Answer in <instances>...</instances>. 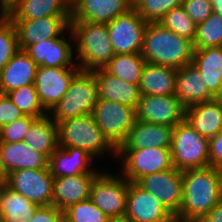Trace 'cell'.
Wrapping results in <instances>:
<instances>
[{"mask_svg": "<svg viewBox=\"0 0 222 222\" xmlns=\"http://www.w3.org/2000/svg\"><path fill=\"white\" fill-rule=\"evenodd\" d=\"M209 166H222V129L209 139Z\"/></svg>", "mask_w": 222, "mask_h": 222, "instance_id": "7bdbcfd3", "label": "cell"}, {"mask_svg": "<svg viewBox=\"0 0 222 222\" xmlns=\"http://www.w3.org/2000/svg\"><path fill=\"white\" fill-rule=\"evenodd\" d=\"M127 194L128 180L124 176L99 172L91 184L89 199L113 222H123Z\"/></svg>", "mask_w": 222, "mask_h": 222, "instance_id": "52a82bcc", "label": "cell"}, {"mask_svg": "<svg viewBox=\"0 0 222 222\" xmlns=\"http://www.w3.org/2000/svg\"><path fill=\"white\" fill-rule=\"evenodd\" d=\"M147 24L134 8L109 22L107 29L115 55L140 54Z\"/></svg>", "mask_w": 222, "mask_h": 222, "instance_id": "30bf717a", "label": "cell"}, {"mask_svg": "<svg viewBox=\"0 0 222 222\" xmlns=\"http://www.w3.org/2000/svg\"><path fill=\"white\" fill-rule=\"evenodd\" d=\"M175 95L186 108L214 99L201 72L192 63L177 69Z\"/></svg>", "mask_w": 222, "mask_h": 222, "instance_id": "cb8c5ba5", "label": "cell"}, {"mask_svg": "<svg viewBox=\"0 0 222 222\" xmlns=\"http://www.w3.org/2000/svg\"><path fill=\"white\" fill-rule=\"evenodd\" d=\"M38 65L24 50H19L0 71V93L34 84Z\"/></svg>", "mask_w": 222, "mask_h": 222, "instance_id": "d4e9b609", "label": "cell"}, {"mask_svg": "<svg viewBox=\"0 0 222 222\" xmlns=\"http://www.w3.org/2000/svg\"><path fill=\"white\" fill-rule=\"evenodd\" d=\"M174 127L136 120L119 149L171 148Z\"/></svg>", "mask_w": 222, "mask_h": 222, "instance_id": "603a6c76", "label": "cell"}, {"mask_svg": "<svg viewBox=\"0 0 222 222\" xmlns=\"http://www.w3.org/2000/svg\"><path fill=\"white\" fill-rule=\"evenodd\" d=\"M182 202L174 216L182 220L199 221L222 198L215 168L186 169L182 171Z\"/></svg>", "mask_w": 222, "mask_h": 222, "instance_id": "6da1fadb", "label": "cell"}, {"mask_svg": "<svg viewBox=\"0 0 222 222\" xmlns=\"http://www.w3.org/2000/svg\"><path fill=\"white\" fill-rule=\"evenodd\" d=\"M218 179L219 192L222 198V166L215 168Z\"/></svg>", "mask_w": 222, "mask_h": 222, "instance_id": "bcb514c9", "label": "cell"}, {"mask_svg": "<svg viewBox=\"0 0 222 222\" xmlns=\"http://www.w3.org/2000/svg\"><path fill=\"white\" fill-rule=\"evenodd\" d=\"M14 23L19 48L43 42L50 38H60L69 32L71 17H45L32 20H11Z\"/></svg>", "mask_w": 222, "mask_h": 222, "instance_id": "2e32d148", "label": "cell"}, {"mask_svg": "<svg viewBox=\"0 0 222 222\" xmlns=\"http://www.w3.org/2000/svg\"><path fill=\"white\" fill-rule=\"evenodd\" d=\"M154 195L174 216L182 202V171L175 167L140 178L136 182Z\"/></svg>", "mask_w": 222, "mask_h": 222, "instance_id": "9a60e30c", "label": "cell"}, {"mask_svg": "<svg viewBox=\"0 0 222 222\" xmlns=\"http://www.w3.org/2000/svg\"><path fill=\"white\" fill-rule=\"evenodd\" d=\"M222 46V16L212 14L197 25L196 36L193 42L194 50Z\"/></svg>", "mask_w": 222, "mask_h": 222, "instance_id": "d6a6232c", "label": "cell"}, {"mask_svg": "<svg viewBox=\"0 0 222 222\" xmlns=\"http://www.w3.org/2000/svg\"><path fill=\"white\" fill-rule=\"evenodd\" d=\"M197 222H222V199Z\"/></svg>", "mask_w": 222, "mask_h": 222, "instance_id": "ee69618b", "label": "cell"}, {"mask_svg": "<svg viewBox=\"0 0 222 222\" xmlns=\"http://www.w3.org/2000/svg\"><path fill=\"white\" fill-rule=\"evenodd\" d=\"M70 29L75 42V58H79L82 71H93L104 68L115 56L107 24L70 21Z\"/></svg>", "mask_w": 222, "mask_h": 222, "instance_id": "3957f363", "label": "cell"}, {"mask_svg": "<svg viewBox=\"0 0 222 222\" xmlns=\"http://www.w3.org/2000/svg\"><path fill=\"white\" fill-rule=\"evenodd\" d=\"M69 40L62 35L60 38H50L43 42L30 45L24 51L38 65L50 68H70L77 62L73 60V48L69 43L74 40L71 29Z\"/></svg>", "mask_w": 222, "mask_h": 222, "instance_id": "ac0fdd59", "label": "cell"}, {"mask_svg": "<svg viewBox=\"0 0 222 222\" xmlns=\"http://www.w3.org/2000/svg\"><path fill=\"white\" fill-rule=\"evenodd\" d=\"M36 117L24 116L14 122L2 126V142H23L25 135Z\"/></svg>", "mask_w": 222, "mask_h": 222, "instance_id": "f35d334b", "label": "cell"}, {"mask_svg": "<svg viewBox=\"0 0 222 222\" xmlns=\"http://www.w3.org/2000/svg\"><path fill=\"white\" fill-rule=\"evenodd\" d=\"M2 187H3V183H0V191H1Z\"/></svg>", "mask_w": 222, "mask_h": 222, "instance_id": "f5cc1de1", "label": "cell"}, {"mask_svg": "<svg viewBox=\"0 0 222 222\" xmlns=\"http://www.w3.org/2000/svg\"><path fill=\"white\" fill-rule=\"evenodd\" d=\"M2 143V127L0 126V144Z\"/></svg>", "mask_w": 222, "mask_h": 222, "instance_id": "816d5d0a", "label": "cell"}, {"mask_svg": "<svg viewBox=\"0 0 222 222\" xmlns=\"http://www.w3.org/2000/svg\"><path fill=\"white\" fill-rule=\"evenodd\" d=\"M214 100L222 106V85L219 88V91L215 94Z\"/></svg>", "mask_w": 222, "mask_h": 222, "instance_id": "c3c4849f", "label": "cell"}, {"mask_svg": "<svg viewBox=\"0 0 222 222\" xmlns=\"http://www.w3.org/2000/svg\"><path fill=\"white\" fill-rule=\"evenodd\" d=\"M192 64L201 72L210 93L215 96L222 85V46L194 50Z\"/></svg>", "mask_w": 222, "mask_h": 222, "instance_id": "f546056e", "label": "cell"}, {"mask_svg": "<svg viewBox=\"0 0 222 222\" xmlns=\"http://www.w3.org/2000/svg\"><path fill=\"white\" fill-rule=\"evenodd\" d=\"M133 8V0H71V21L108 24Z\"/></svg>", "mask_w": 222, "mask_h": 222, "instance_id": "e0dca14e", "label": "cell"}, {"mask_svg": "<svg viewBox=\"0 0 222 222\" xmlns=\"http://www.w3.org/2000/svg\"><path fill=\"white\" fill-rule=\"evenodd\" d=\"M8 173L3 162L1 150H0V183L6 184Z\"/></svg>", "mask_w": 222, "mask_h": 222, "instance_id": "f6af8a7d", "label": "cell"}, {"mask_svg": "<svg viewBox=\"0 0 222 222\" xmlns=\"http://www.w3.org/2000/svg\"><path fill=\"white\" fill-rule=\"evenodd\" d=\"M184 0H133V8L147 22H158L173 8L182 6Z\"/></svg>", "mask_w": 222, "mask_h": 222, "instance_id": "8d00e7d4", "label": "cell"}, {"mask_svg": "<svg viewBox=\"0 0 222 222\" xmlns=\"http://www.w3.org/2000/svg\"><path fill=\"white\" fill-rule=\"evenodd\" d=\"M0 222H4V221H3V218H2L1 216H0Z\"/></svg>", "mask_w": 222, "mask_h": 222, "instance_id": "db71d44e", "label": "cell"}, {"mask_svg": "<svg viewBox=\"0 0 222 222\" xmlns=\"http://www.w3.org/2000/svg\"><path fill=\"white\" fill-rule=\"evenodd\" d=\"M64 213L54 205L39 206L28 222H63Z\"/></svg>", "mask_w": 222, "mask_h": 222, "instance_id": "b9f144b4", "label": "cell"}, {"mask_svg": "<svg viewBox=\"0 0 222 222\" xmlns=\"http://www.w3.org/2000/svg\"><path fill=\"white\" fill-rule=\"evenodd\" d=\"M145 64L141 54H116L104 69L127 83L138 85Z\"/></svg>", "mask_w": 222, "mask_h": 222, "instance_id": "1f68e13d", "label": "cell"}, {"mask_svg": "<svg viewBox=\"0 0 222 222\" xmlns=\"http://www.w3.org/2000/svg\"><path fill=\"white\" fill-rule=\"evenodd\" d=\"M93 160L94 158L81 148L59 146L50 156L48 167L53 177L99 173L100 171L91 166Z\"/></svg>", "mask_w": 222, "mask_h": 222, "instance_id": "7402d4cb", "label": "cell"}, {"mask_svg": "<svg viewBox=\"0 0 222 222\" xmlns=\"http://www.w3.org/2000/svg\"><path fill=\"white\" fill-rule=\"evenodd\" d=\"M213 12L222 16V0H215L212 2Z\"/></svg>", "mask_w": 222, "mask_h": 222, "instance_id": "7dc6e473", "label": "cell"}, {"mask_svg": "<svg viewBox=\"0 0 222 222\" xmlns=\"http://www.w3.org/2000/svg\"><path fill=\"white\" fill-rule=\"evenodd\" d=\"M97 100L94 74L91 71L80 70L60 101L48 112L51 114L49 117L58 125L67 119L92 114Z\"/></svg>", "mask_w": 222, "mask_h": 222, "instance_id": "5b68a950", "label": "cell"}, {"mask_svg": "<svg viewBox=\"0 0 222 222\" xmlns=\"http://www.w3.org/2000/svg\"><path fill=\"white\" fill-rule=\"evenodd\" d=\"M193 42L163 27L148 23L141 55L147 63L180 69L193 61Z\"/></svg>", "mask_w": 222, "mask_h": 222, "instance_id": "7a4b0ae2", "label": "cell"}, {"mask_svg": "<svg viewBox=\"0 0 222 222\" xmlns=\"http://www.w3.org/2000/svg\"><path fill=\"white\" fill-rule=\"evenodd\" d=\"M14 0H0V11H3Z\"/></svg>", "mask_w": 222, "mask_h": 222, "instance_id": "681fc988", "label": "cell"}, {"mask_svg": "<svg viewBox=\"0 0 222 222\" xmlns=\"http://www.w3.org/2000/svg\"><path fill=\"white\" fill-rule=\"evenodd\" d=\"M96 80L98 98L137 108L141 98L140 88L107 72L104 68L91 71Z\"/></svg>", "mask_w": 222, "mask_h": 222, "instance_id": "44dd1931", "label": "cell"}, {"mask_svg": "<svg viewBox=\"0 0 222 222\" xmlns=\"http://www.w3.org/2000/svg\"><path fill=\"white\" fill-rule=\"evenodd\" d=\"M93 118L109 143L118 150L136 121L135 108L117 102L96 101Z\"/></svg>", "mask_w": 222, "mask_h": 222, "instance_id": "ba28073f", "label": "cell"}, {"mask_svg": "<svg viewBox=\"0 0 222 222\" xmlns=\"http://www.w3.org/2000/svg\"><path fill=\"white\" fill-rule=\"evenodd\" d=\"M7 95L24 116L39 118L48 114L40 104L35 84L17 88L8 92Z\"/></svg>", "mask_w": 222, "mask_h": 222, "instance_id": "836d02e7", "label": "cell"}, {"mask_svg": "<svg viewBox=\"0 0 222 222\" xmlns=\"http://www.w3.org/2000/svg\"><path fill=\"white\" fill-rule=\"evenodd\" d=\"M136 120L175 127L185 120L186 107L176 95L141 96L138 101Z\"/></svg>", "mask_w": 222, "mask_h": 222, "instance_id": "7c38bea8", "label": "cell"}, {"mask_svg": "<svg viewBox=\"0 0 222 222\" xmlns=\"http://www.w3.org/2000/svg\"><path fill=\"white\" fill-rule=\"evenodd\" d=\"M23 142L48 158L59 147L58 125L46 114L36 118Z\"/></svg>", "mask_w": 222, "mask_h": 222, "instance_id": "f1b7e54d", "label": "cell"}, {"mask_svg": "<svg viewBox=\"0 0 222 222\" xmlns=\"http://www.w3.org/2000/svg\"><path fill=\"white\" fill-rule=\"evenodd\" d=\"M2 12L10 20L71 17V0H14Z\"/></svg>", "mask_w": 222, "mask_h": 222, "instance_id": "d6986e66", "label": "cell"}, {"mask_svg": "<svg viewBox=\"0 0 222 222\" xmlns=\"http://www.w3.org/2000/svg\"><path fill=\"white\" fill-rule=\"evenodd\" d=\"M97 174L54 177L52 205L64 211L71 205L89 199L90 187Z\"/></svg>", "mask_w": 222, "mask_h": 222, "instance_id": "ffe728a7", "label": "cell"}, {"mask_svg": "<svg viewBox=\"0 0 222 222\" xmlns=\"http://www.w3.org/2000/svg\"><path fill=\"white\" fill-rule=\"evenodd\" d=\"M169 222H197V221H190V220H182L176 217H173Z\"/></svg>", "mask_w": 222, "mask_h": 222, "instance_id": "f907efd6", "label": "cell"}, {"mask_svg": "<svg viewBox=\"0 0 222 222\" xmlns=\"http://www.w3.org/2000/svg\"><path fill=\"white\" fill-rule=\"evenodd\" d=\"M19 50L14 23L0 11V71Z\"/></svg>", "mask_w": 222, "mask_h": 222, "instance_id": "d590c367", "label": "cell"}, {"mask_svg": "<svg viewBox=\"0 0 222 222\" xmlns=\"http://www.w3.org/2000/svg\"><path fill=\"white\" fill-rule=\"evenodd\" d=\"M39 206L6 184L0 191V216L4 222H28Z\"/></svg>", "mask_w": 222, "mask_h": 222, "instance_id": "4dcf8cb0", "label": "cell"}, {"mask_svg": "<svg viewBox=\"0 0 222 222\" xmlns=\"http://www.w3.org/2000/svg\"><path fill=\"white\" fill-rule=\"evenodd\" d=\"M170 149L177 170L209 166V139L201 136L186 120L174 127Z\"/></svg>", "mask_w": 222, "mask_h": 222, "instance_id": "8992f818", "label": "cell"}, {"mask_svg": "<svg viewBox=\"0 0 222 222\" xmlns=\"http://www.w3.org/2000/svg\"><path fill=\"white\" fill-rule=\"evenodd\" d=\"M163 27L194 42L197 25L185 12L182 6L173 8L167 12L159 21Z\"/></svg>", "mask_w": 222, "mask_h": 222, "instance_id": "e575fe53", "label": "cell"}, {"mask_svg": "<svg viewBox=\"0 0 222 222\" xmlns=\"http://www.w3.org/2000/svg\"><path fill=\"white\" fill-rule=\"evenodd\" d=\"M174 215L151 193L128 181L123 222H169Z\"/></svg>", "mask_w": 222, "mask_h": 222, "instance_id": "5bb4252c", "label": "cell"}, {"mask_svg": "<svg viewBox=\"0 0 222 222\" xmlns=\"http://www.w3.org/2000/svg\"><path fill=\"white\" fill-rule=\"evenodd\" d=\"M0 150L8 174L20 169H41L48 167L49 158L24 142H2Z\"/></svg>", "mask_w": 222, "mask_h": 222, "instance_id": "4316f807", "label": "cell"}, {"mask_svg": "<svg viewBox=\"0 0 222 222\" xmlns=\"http://www.w3.org/2000/svg\"><path fill=\"white\" fill-rule=\"evenodd\" d=\"M80 70L78 64L70 68L38 66L34 84L40 104L47 113L60 101Z\"/></svg>", "mask_w": 222, "mask_h": 222, "instance_id": "4fadbf2b", "label": "cell"}, {"mask_svg": "<svg viewBox=\"0 0 222 222\" xmlns=\"http://www.w3.org/2000/svg\"><path fill=\"white\" fill-rule=\"evenodd\" d=\"M54 177L49 167L20 169L8 174L6 185L38 206L52 205Z\"/></svg>", "mask_w": 222, "mask_h": 222, "instance_id": "8fae6325", "label": "cell"}, {"mask_svg": "<svg viewBox=\"0 0 222 222\" xmlns=\"http://www.w3.org/2000/svg\"><path fill=\"white\" fill-rule=\"evenodd\" d=\"M117 158L123 159L122 175L129 182L174 167L170 148L118 149Z\"/></svg>", "mask_w": 222, "mask_h": 222, "instance_id": "9c48e42d", "label": "cell"}, {"mask_svg": "<svg viewBox=\"0 0 222 222\" xmlns=\"http://www.w3.org/2000/svg\"><path fill=\"white\" fill-rule=\"evenodd\" d=\"M182 7L196 25L205 21L213 12L209 0H184Z\"/></svg>", "mask_w": 222, "mask_h": 222, "instance_id": "ab89813d", "label": "cell"}, {"mask_svg": "<svg viewBox=\"0 0 222 222\" xmlns=\"http://www.w3.org/2000/svg\"><path fill=\"white\" fill-rule=\"evenodd\" d=\"M22 117H24L23 113L12 103L8 95L0 93V126L2 127Z\"/></svg>", "mask_w": 222, "mask_h": 222, "instance_id": "60d3db41", "label": "cell"}, {"mask_svg": "<svg viewBox=\"0 0 222 222\" xmlns=\"http://www.w3.org/2000/svg\"><path fill=\"white\" fill-rule=\"evenodd\" d=\"M185 120L201 136L210 139L222 129V106L214 99L188 106Z\"/></svg>", "mask_w": 222, "mask_h": 222, "instance_id": "484cf974", "label": "cell"}, {"mask_svg": "<svg viewBox=\"0 0 222 222\" xmlns=\"http://www.w3.org/2000/svg\"><path fill=\"white\" fill-rule=\"evenodd\" d=\"M177 69L147 63L138 84L141 96L175 95Z\"/></svg>", "mask_w": 222, "mask_h": 222, "instance_id": "83f0119b", "label": "cell"}, {"mask_svg": "<svg viewBox=\"0 0 222 222\" xmlns=\"http://www.w3.org/2000/svg\"><path fill=\"white\" fill-rule=\"evenodd\" d=\"M63 213L66 222H113L90 199L69 206Z\"/></svg>", "mask_w": 222, "mask_h": 222, "instance_id": "74e56055", "label": "cell"}, {"mask_svg": "<svg viewBox=\"0 0 222 222\" xmlns=\"http://www.w3.org/2000/svg\"><path fill=\"white\" fill-rule=\"evenodd\" d=\"M60 147H77L91 157H100L108 151L117 157V150L105 138L92 114L67 119L58 124Z\"/></svg>", "mask_w": 222, "mask_h": 222, "instance_id": "277c9868", "label": "cell"}]
</instances>
